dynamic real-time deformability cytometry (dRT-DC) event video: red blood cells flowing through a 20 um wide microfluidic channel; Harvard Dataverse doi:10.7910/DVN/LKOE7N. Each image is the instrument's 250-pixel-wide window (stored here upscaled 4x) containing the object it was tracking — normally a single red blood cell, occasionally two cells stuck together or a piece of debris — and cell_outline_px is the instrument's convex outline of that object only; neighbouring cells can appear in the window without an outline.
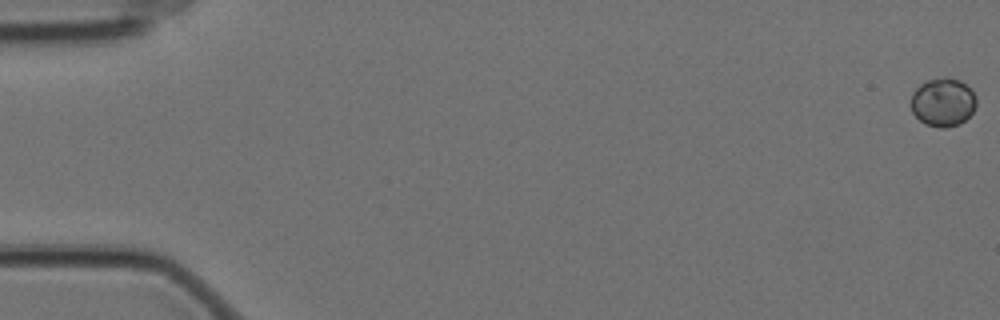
{"species": "Egyptian fruit bat (a non-hibernating species)", "species_latin": "Rousettus aegyptiacus", "temperature_condition": "cold", "stored_images_in_passage": 30, "camera_frame_rate_fps": 3000, "um_per_image_px": 0.085, "animal": {"sex": "female"}, "frame": {"image": 1, "passage_image": 1, "time_ms": 0.0, "image_size_px": [1000, 320], "cell_outline_px": [[976, 104], [972, 112], [960, 124], [944, 128], [940, 128], [924, 124], [912, 112], [912, 92], [920, 84], [928, 80], [944, 76], [948, 76], [960, 80], [972, 88], [976, 96]], "centroid_in_image_um": [80.17, 8.67], "position_along_channel_um": 4.8, "area_um2": 18.67}}
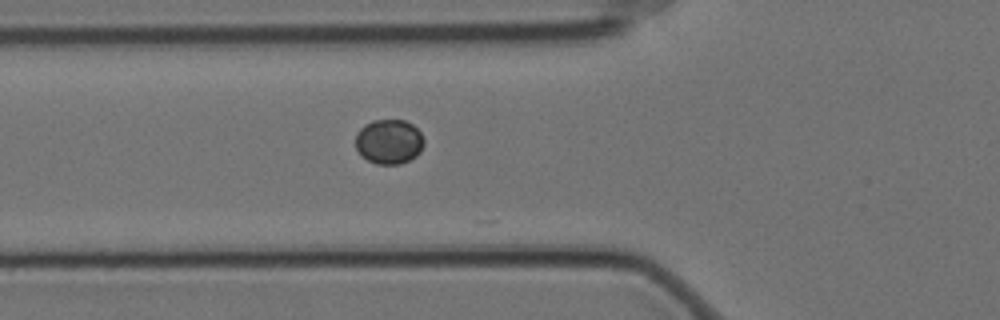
{"frame": {"image": 2, "passage_image": 22, "time_ms": 7.0, "image_size_px": [1000, 320], "cell_outline_px": [[424, 144], [420, 152], [416, 156], [400, 164], [376, 164], [360, 156], [356, 148], [356, 132], [364, 124], [372, 120], [404, 120], [412, 124], [420, 132], [424, 140]], "centroid_in_image_um": [33.04, 12.04], "position_along_channel_um": 92.8, "area_um2": 17.98}}
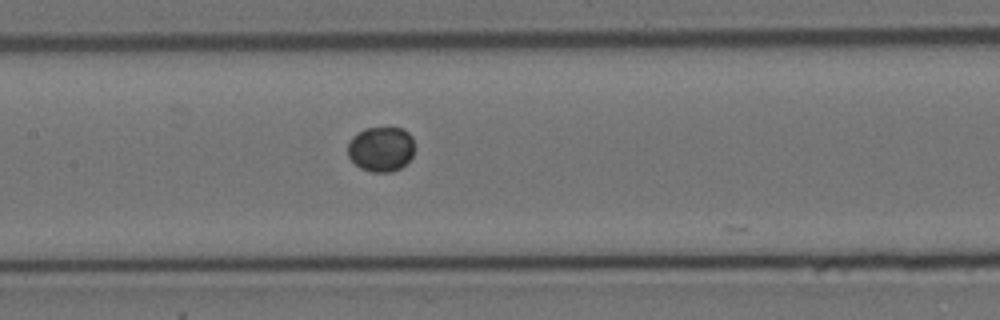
{"frame": {"image": 3, "passage_image": 29, "time_ms": 9.333, "image_size_px": [1000, 320], "cell_outline_px": [[412, 156], [400, 168], [392, 172], [372, 172], [360, 168], [348, 156], [348, 140], [356, 132], [364, 128], [404, 128], [412, 136]], "centroid_in_image_um": [32.35, 12.66], "position_along_channel_um": 175.1, "area_um2": 17.51}}